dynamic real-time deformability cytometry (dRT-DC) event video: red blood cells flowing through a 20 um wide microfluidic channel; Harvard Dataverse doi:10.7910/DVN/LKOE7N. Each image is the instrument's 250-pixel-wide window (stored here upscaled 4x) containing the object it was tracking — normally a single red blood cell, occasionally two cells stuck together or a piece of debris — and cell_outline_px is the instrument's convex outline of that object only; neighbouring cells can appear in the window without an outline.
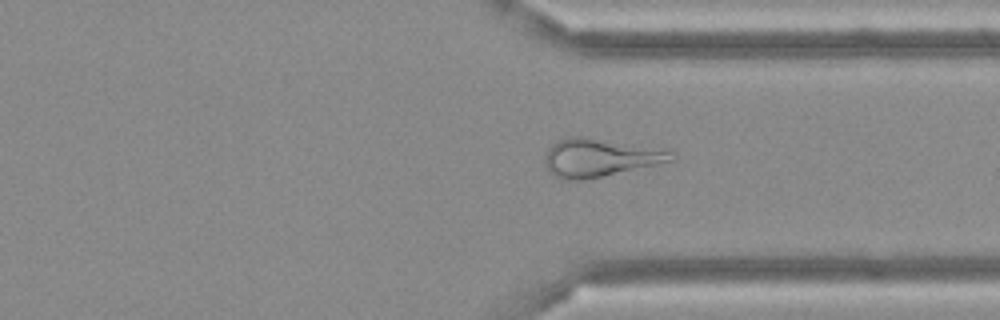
{"species": "Egyptian fruit bat (a non-hibernating species)", "species_latin": "Rousettus aegyptiacus", "temperature_condition": "cold", "stored_images_in_passage": 37, "camera_frame_rate_fps": 3000, "um_per_image_px": 0.085, "frame": {"image": 1, "passage_image": 25, "time_ms": 8.0, "image_size_px": [1000, 320], "cell_outline_px": [[676, 160], [584, 180], [564, 180], [556, 176], [544, 164], [544, 156], [548, 148], [556, 140], [572, 136], [588, 136], [672, 148]], "centroid_in_image_um": [51.07, 13.35], "position_along_channel_um": 360.3, "area_um2": 29.02}}
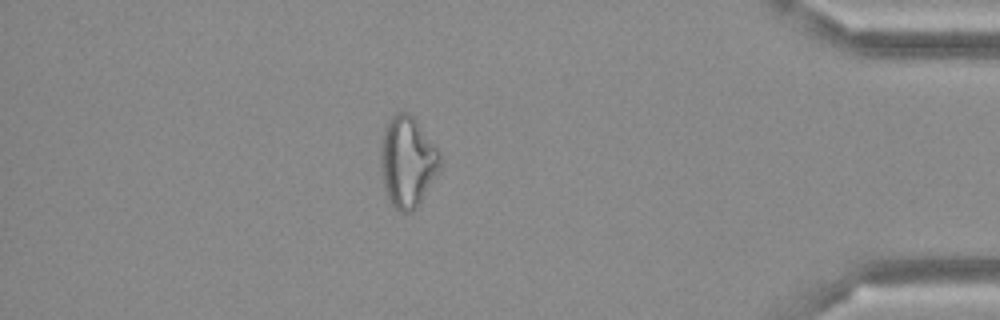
{"frame": {"image": 2, "passage_image": 31, "time_ms": 10.0, "image_size_px": [1000, 320], "cell_outline_px": [[440, 168], [416, 208], [412, 212], [400, 212], [388, 200], [384, 188], [380, 168], [380, 152], [384, 128], [392, 116], [396, 112], [404, 112], [412, 116], [416, 120], [440, 152]], "centroid_in_image_um": [34.61, 13.76], "position_along_channel_um": 400.6, "area_um2": 31.21}}